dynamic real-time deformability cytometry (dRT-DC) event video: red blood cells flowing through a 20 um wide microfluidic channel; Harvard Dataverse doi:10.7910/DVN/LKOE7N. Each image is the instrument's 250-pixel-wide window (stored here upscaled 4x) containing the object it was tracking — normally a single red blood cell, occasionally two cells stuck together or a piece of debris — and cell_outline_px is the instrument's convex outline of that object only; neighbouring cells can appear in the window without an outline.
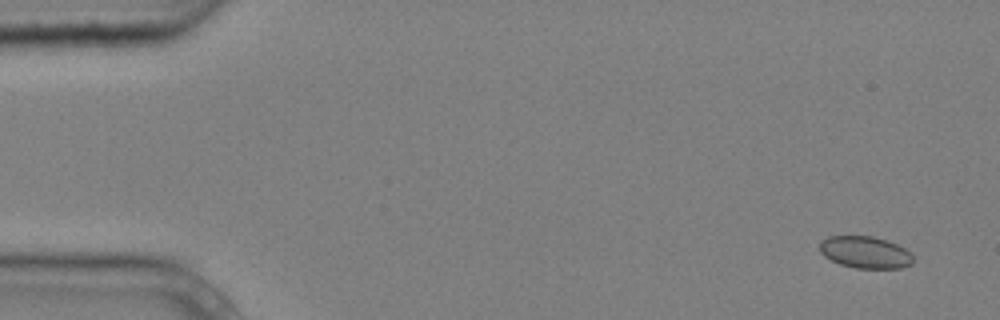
{"species": "common noctule bat (a hibernating species)", "species_latin": "Nyctalus noctula", "temperature_condition": "cold", "stored_images_in_passage": 4, "camera_frame_rate_fps": 3000, "um_per_image_px": 0.085, "animal": {"sex": "male", "body_mass_g": 20.4}, "frame": {"image": 1, "passage_image": 1, "time_ms": 0.0, "image_size_px": [1000, 320], "cell_outline_px": [[912, 264], [900, 268], [856, 268], [840, 264], [824, 256], [820, 252], [820, 240], [828, 236], [872, 236], [888, 240], [904, 248], [912, 256]], "centroid_in_image_um": [73.52, 21.43], "position_along_channel_um": 11.5, "area_um2": 17.34}}
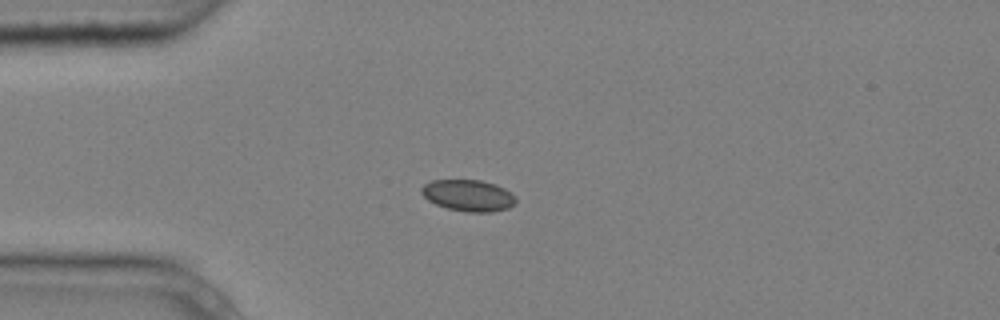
{"frame": {"image": 2, "passage_image": 4, "time_ms": 1.0, "image_size_px": [1000, 320], "cell_outline_px": [[516, 200], [508, 208], [492, 212], [468, 212], [448, 208], [436, 204], [428, 200], [420, 192], [420, 188], [424, 184], [432, 180], [480, 180], [496, 184], [512, 192], [516, 196]], "centroid_in_image_um": [39.81, 16.6], "position_along_channel_um": 45.2, "area_um2": 17.34}}